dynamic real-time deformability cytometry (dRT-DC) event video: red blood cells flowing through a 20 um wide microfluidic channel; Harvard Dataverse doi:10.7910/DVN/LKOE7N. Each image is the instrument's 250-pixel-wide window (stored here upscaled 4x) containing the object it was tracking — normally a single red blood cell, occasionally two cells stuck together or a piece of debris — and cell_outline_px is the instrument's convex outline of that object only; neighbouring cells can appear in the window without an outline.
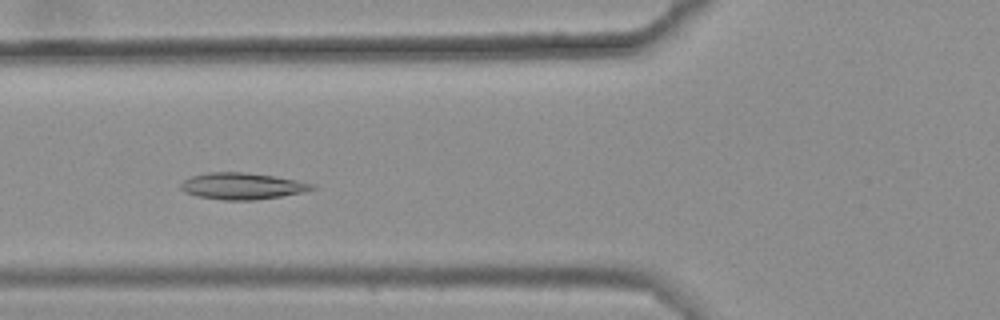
{"species": "common noctule bat (a hibernating species)", "species_latin": "Nyctalus noctula", "temperature_condition": "warm", "stored_images_in_passage": 44, "camera_frame_rate_fps": 3000, "um_per_image_px": 0.085, "animal": {"sex": "female", "body_mass_g": 25.1}, "frame": {"image": 1, "passage_image": 19, "time_ms": 6.0, "image_size_px": [1000, 320], "cell_outline_px": [[316, 188], [304, 192], [256, 200], [224, 200], [196, 196], [184, 192], [180, 188], [180, 184], [184, 180], [192, 176], [208, 172], [244, 172], [276, 176], [316, 184]], "centroid_in_image_um": [20.59, 15.81], "position_along_channel_um": 105.2, "area_um2": 20.4}}
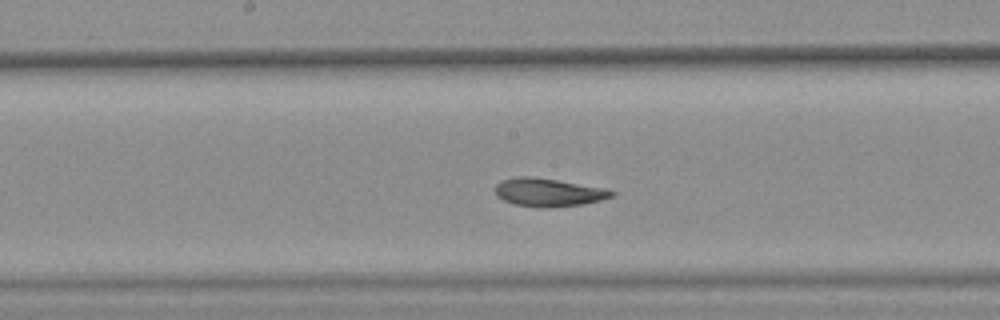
{"frame": {"image": 2, "passage_image": 27, "time_ms": 8.667, "image_size_px": [1000, 320], "cell_outline_px": [[616, 192], [612, 196], [600, 200], [584, 204], [516, 204], [504, 200], [496, 196], [496, 184], [500, 180], [516, 176], [532, 176], [604, 188]], "centroid_in_image_um": [46.58, 16.28], "position_along_channel_um": 201.6, "area_um2": 17.98}}
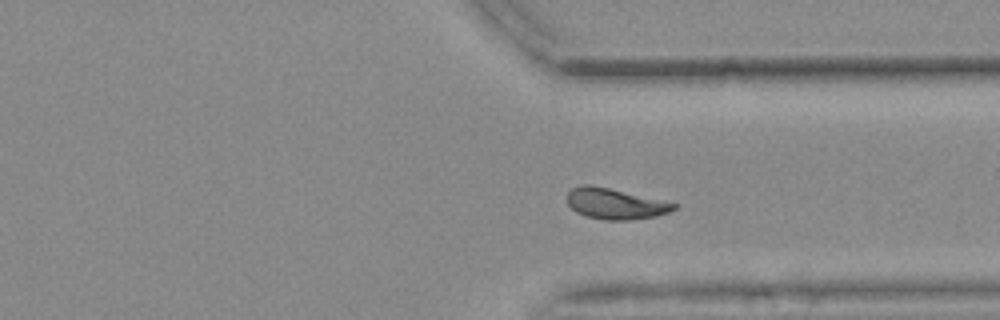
{"frame": {"image": 3, "passage_image": 40, "time_ms": 13.0, "image_size_px": [1000, 320], "cell_outline_px": [[680, 204], [676, 208], [668, 212], [656, 216], [632, 220], [604, 220], [584, 216], [576, 212], [568, 204], [568, 192], [572, 188], [584, 184], [592, 184]], "centroid_in_image_um": [52.3, 17.32], "position_along_channel_um": 359.1, "area_um2": 19.25}, "authors_computed_cell_mechanics": {"area_um2": 19.7965, "velocity_mm_per_s": 3.6242, "shape_relaxation_time_tau1_ms": null, "shape_relaxation_time_tau2_ms": 2.7965, "deformation_change_tau1": null, "deformation_change_tau2": 0.0855}}